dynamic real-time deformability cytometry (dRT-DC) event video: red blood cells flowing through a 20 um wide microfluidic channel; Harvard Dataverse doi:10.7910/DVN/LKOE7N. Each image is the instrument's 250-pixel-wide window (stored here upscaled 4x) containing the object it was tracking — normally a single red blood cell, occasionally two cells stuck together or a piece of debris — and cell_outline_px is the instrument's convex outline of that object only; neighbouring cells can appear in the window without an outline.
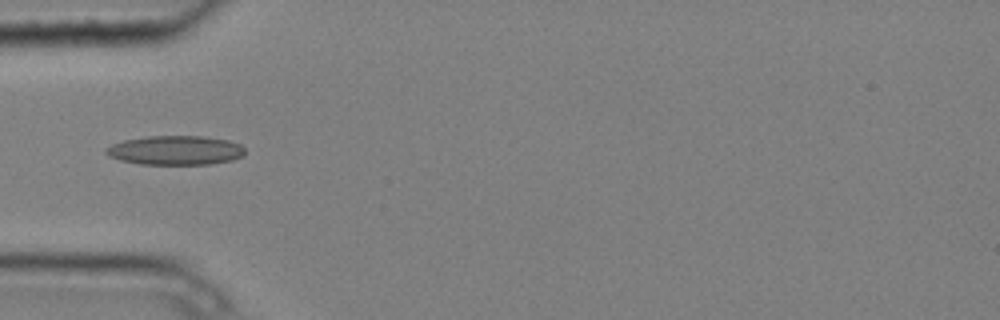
{"species": "common noctule bat (a hibernating species)", "species_latin": "Nyctalus noctula", "temperature_condition": "cold", "stored_images_in_passage": 6, "camera_frame_rate_fps": 3000, "um_per_image_px": 0.085, "animal": {"sex": "male", "body_mass_g": 20.4}, "frame": {"image": 1, "passage_image": 4, "time_ms": 1.0, "image_size_px": [1000, 320], "cell_outline_px": [[244, 156], [232, 160], [212, 164], [140, 164], [120, 160], [108, 156], [104, 152], [104, 148], [112, 144], [124, 140], [148, 136], [204, 136], [228, 140], [240, 144], [244, 148]], "centroid_in_image_um": [14.9, 12.77], "position_along_channel_um": 70.1, "area_um2": 23.81}}
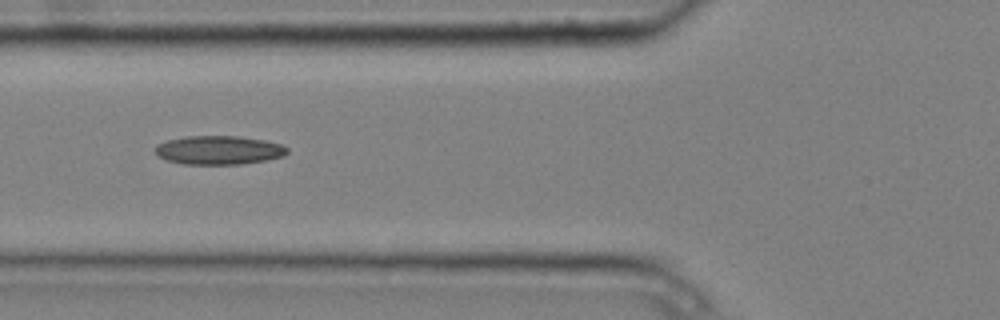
{"frame": {"image": 2, "passage_image": 5, "time_ms": 1.333, "image_size_px": [1000, 320], "cell_outline_px": [[288, 152], [284, 156], [264, 160], [240, 164], [184, 164], [168, 160], [156, 156], [156, 144], [168, 140], [184, 136], [240, 136], [264, 140], [280, 144], [288, 148]], "centroid_in_image_um": [18.59, 12.75], "position_along_channel_um": 107.2, "area_um2": 22.08}}
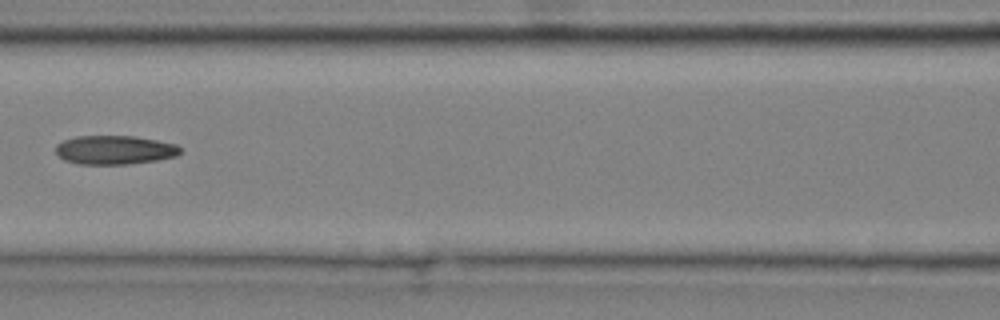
{"frame": {"image": 3, "passage_image": 6, "time_ms": 1.667, "image_size_px": [1000, 320], "cell_outline_px": [[180, 152], [176, 156], [156, 160], [128, 164], [80, 164], [64, 160], [56, 152], [56, 144], [64, 140], [76, 136], [132, 136], [156, 140], [176, 144], [180, 148]], "centroid_in_image_um": [9.73, 12.74], "position_along_channel_um": 156.9, "area_um2": 20.81}}